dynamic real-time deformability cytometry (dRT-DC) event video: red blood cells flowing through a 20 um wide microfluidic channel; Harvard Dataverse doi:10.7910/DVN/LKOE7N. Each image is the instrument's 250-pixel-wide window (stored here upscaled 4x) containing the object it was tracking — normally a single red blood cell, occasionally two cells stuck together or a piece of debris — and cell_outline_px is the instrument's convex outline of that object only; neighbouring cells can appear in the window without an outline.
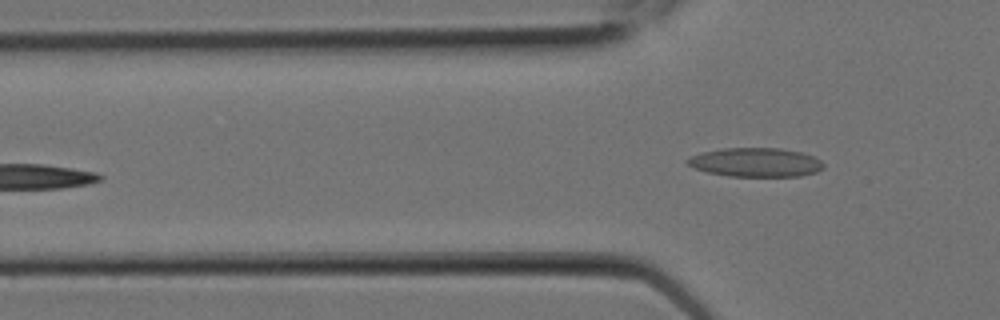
{"species": "Egyptian fruit bat (a non-hibernating species)", "species_latin": "Rousettus aegyptiacus", "temperature_condition": "room temperature", "stored_images_in_passage": 8, "segment_of_instrument_passage": [2, 2], "camera_frame_rate_fps": 3000, "um_per_image_px": 0.085, "animal": {"sex": "female"}, "frame": {"image": 1, "passage_image": 8, "time_ms": 2.333, "image_size_px": [1000, 320], "cell_outline_px": [[824, 168], [816, 172], [800, 176], [728, 176], [708, 172], [696, 168], [688, 164], [684, 160], [692, 156], [704, 152], [724, 148], [780, 148], [800, 152], [812, 156], [820, 160], [824, 164]], "centroid_in_image_um": [64.25, 13.8], "position_along_channel_um": 61.5, "area_um2": 22.77}}